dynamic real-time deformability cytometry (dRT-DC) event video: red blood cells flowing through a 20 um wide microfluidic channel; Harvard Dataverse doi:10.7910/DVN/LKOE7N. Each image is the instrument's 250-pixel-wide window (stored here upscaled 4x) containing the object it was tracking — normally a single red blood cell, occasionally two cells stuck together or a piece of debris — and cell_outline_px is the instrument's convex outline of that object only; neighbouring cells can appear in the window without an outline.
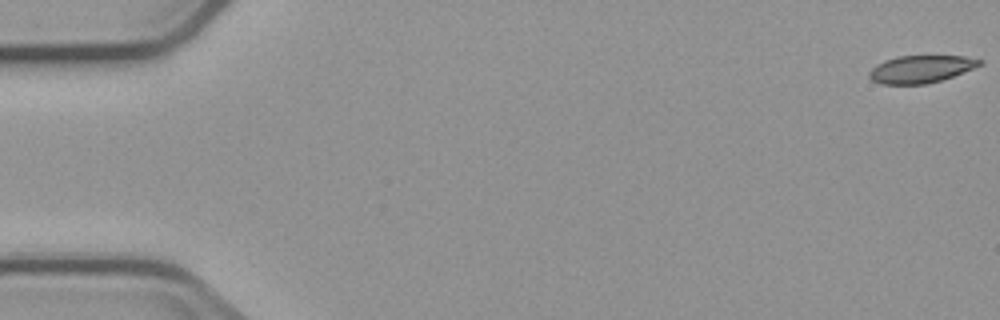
{"species": "common noctule bat (a hibernating species)", "species_latin": "Nyctalus noctula", "temperature_condition": "cold", "stored_images_in_passage": 4, "camera_frame_rate_fps": 3000, "um_per_image_px": 0.085, "animal": {"sex": "male", "body_mass_g": 23.1, "forearm_length_mm": 52.7}, "frame": {"image": 1, "passage_image": 1, "time_ms": 0.0, "image_size_px": [1000, 320], "cell_outline_px": [[984, 60], [980, 64], [972, 68], [952, 76], [940, 80], [924, 84], [880, 84], [872, 80], [868, 76], [868, 72], [876, 64], [884, 60], [896, 56], [964, 56]], "centroid_in_image_um": [78.21, 5.87], "position_along_channel_um": 6.8, "area_um2": 17.51}}